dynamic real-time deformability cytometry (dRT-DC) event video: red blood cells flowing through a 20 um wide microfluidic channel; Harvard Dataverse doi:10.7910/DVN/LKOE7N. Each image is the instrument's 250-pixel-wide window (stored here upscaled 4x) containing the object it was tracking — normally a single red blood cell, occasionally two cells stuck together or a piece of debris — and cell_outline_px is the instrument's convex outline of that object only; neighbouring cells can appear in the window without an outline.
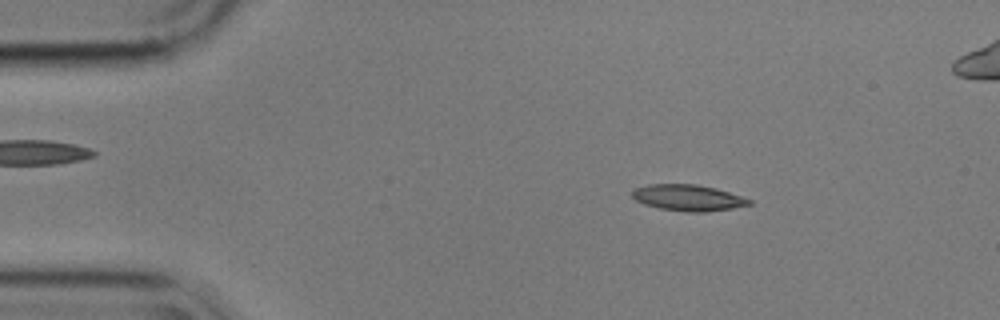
{"species": "common noctule bat (a hibernating species)", "species_latin": "Nyctalus noctula", "temperature_condition": "cold", "stored_images_in_passage": 56, "camera_frame_rate_fps": 3000, "um_per_image_px": 0.085, "animal": {"sex": "male", "body_mass_g": 17.9}, "frame": {"image": 1, "passage_image": 8, "time_ms": 2.333, "image_size_px": [1000, 320], "cell_outline_px": [[752, 204], [732, 208], [704, 212], [688, 212], [660, 208], [644, 204], [636, 200], [632, 196], [632, 192], [636, 188], [648, 184], [696, 184], [716, 188], [752, 200]], "centroid_in_image_um": [58.48, 16.8], "position_along_channel_um": 26.5, "area_um2": 17.69}}
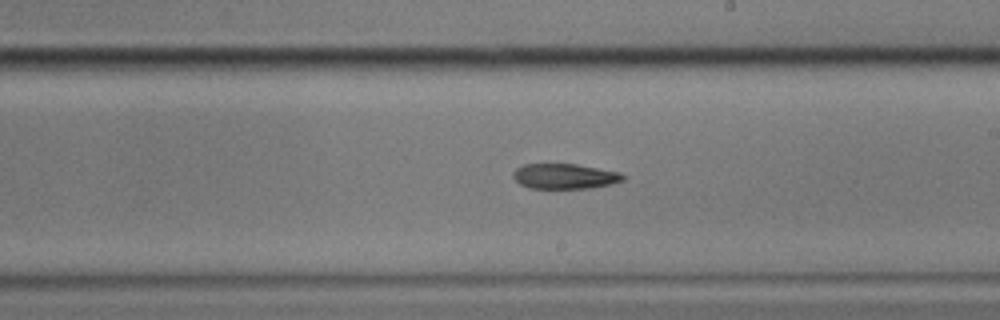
{"frame": {"image": 2, "passage_image": 31, "time_ms": 10.0, "image_size_px": [1000, 320], "cell_outline_px": [[624, 180], [612, 184], [592, 188], [528, 188], [520, 184], [512, 176], [512, 172], [516, 168], [524, 164], [576, 164], [620, 172], [624, 176]], "centroid_in_image_um": [47.99, 14.98], "position_along_channel_um": 241.0, "area_um2": 16.18}}
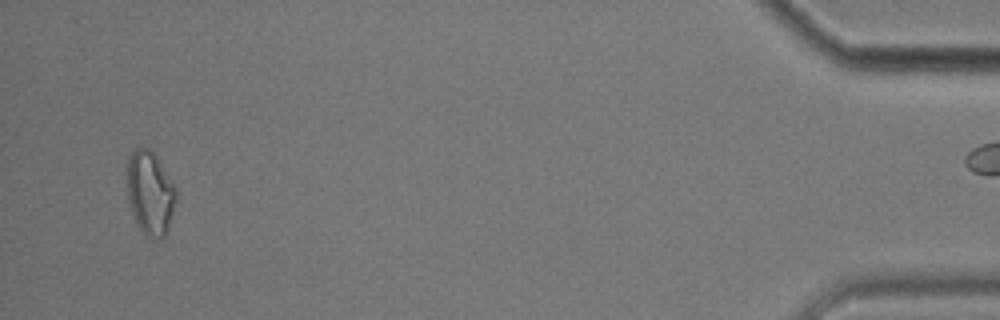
{"frame": {"image": 3, "passage_image": 53, "time_ms": 17.333, "image_size_px": [1000, 320], "cell_outline_px": [[176, 200], [164, 236], [156, 240], [144, 236], [132, 212], [128, 200], [128, 156], [136, 148], [148, 148], [156, 156], [176, 188]], "centroid_in_image_um": [12.75, 16.41], "position_along_channel_um": 422.4, "area_um2": 23.41}, "authors_computed_cell_mechanics": {"area_um2": 17.8891, "velocity_mm_per_s": 3.5611, "shape_relaxation_time_tau1_ms": 5.7943, "shape_relaxation_time_tau2_ms": null, "deformation_change_tau1": 0.1324, "deformation_change_tau2": null}}